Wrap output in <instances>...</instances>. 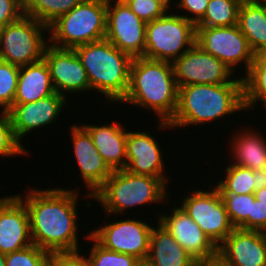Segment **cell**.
Listing matches in <instances>:
<instances>
[{
  "mask_svg": "<svg viewBox=\"0 0 266 266\" xmlns=\"http://www.w3.org/2000/svg\"><path fill=\"white\" fill-rule=\"evenodd\" d=\"M78 194L65 188H32L25 197L17 195L28 210L33 244L51 254L80 252Z\"/></svg>",
  "mask_w": 266,
  "mask_h": 266,
  "instance_id": "1",
  "label": "cell"
},
{
  "mask_svg": "<svg viewBox=\"0 0 266 266\" xmlns=\"http://www.w3.org/2000/svg\"><path fill=\"white\" fill-rule=\"evenodd\" d=\"M120 102L154 111L160 121L159 128H171L168 122L173 118L178 102V86L172 62L133 58L129 87Z\"/></svg>",
  "mask_w": 266,
  "mask_h": 266,
  "instance_id": "2",
  "label": "cell"
},
{
  "mask_svg": "<svg viewBox=\"0 0 266 266\" xmlns=\"http://www.w3.org/2000/svg\"><path fill=\"white\" fill-rule=\"evenodd\" d=\"M246 110L243 83L192 84L178 88L171 128L201 125Z\"/></svg>",
  "mask_w": 266,
  "mask_h": 266,
  "instance_id": "3",
  "label": "cell"
},
{
  "mask_svg": "<svg viewBox=\"0 0 266 266\" xmlns=\"http://www.w3.org/2000/svg\"><path fill=\"white\" fill-rule=\"evenodd\" d=\"M85 68L91 90L104 94L107 101L120 102L129 87L133 58L106 38L74 48Z\"/></svg>",
  "mask_w": 266,
  "mask_h": 266,
  "instance_id": "4",
  "label": "cell"
},
{
  "mask_svg": "<svg viewBox=\"0 0 266 266\" xmlns=\"http://www.w3.org/2000/svg\"><path fill=\"white\" fill-rule=\"evenodd\" d=\"M166 186L167 184L157 177L136 175L125 169L114 170L92 195V199L101 203L108 215L121 214L137 205L166 201Z\"/></svg>",
  "mask_w": 266,
  "mask_h": 266,
  "instance_id": "5",
  "label": "cell"
},
{
  "mask_svg": "<svg viewBox=\"0 0 266 266\" xmlns=\"http://www.w3.org/2000/svg\"><path fill=\"white\" fill-rule=\"evenodd\" d=\"M107 0H83L49 26L50 43L58 48L76 46L105 39Z\"/></svg>",
  "mask_w": 266,
  "mask_h": 266,
  "instance_id": "6",
  "label": "cell"
},
{
  "mask_svg": "<svg viewBox=\"0 0 266 266\" xmlns=\"http://www.w3.org/2000/svg\"><path fill=\"white\" fill-rule=\"evenodd\" d=\"M196 43V25L166 12L146 23L144 58L173 62Z\"/></svg>",
  "mask_w": 266,
  "mask_h": 266,
  "instance_id": "7",
  "label": "cell"
},
{
  "mask_svg": "<svg viewBox=\"0 0 266 266\" xmlns=\"http://www.w3.org/2000/svg\"><path fill=\"white\" fill-rule=\"evenodd\" d=\"M47 30L49 27L26 15L7 24L0 29V60L19 67L42 60L49 41L43 34Z\"/></svg>",
  "mask_w": 266,
  "mask_h": 266,
  "instance_id": "8",
  "label": "cell"
},
{
  "mask_svg": "<svg viewBox=\"0 0 266 266\" xmlns=\"http://www.w3.org/2000/svg\"><path fill=\"white\" fill-rule=\"evenodd\" d=\"M196 43L233 72L236 66L243 62L247 73L256 58V54L238 25L196 27Z\"/></svg>",
  "mask_w": 266,
  "mask_h": 266,
  "instance_id": "9",
  "label": "cell"
},
{
  "mask_svg": "<svg viewBox=\"0 0 266 266\" xmlns=\"http://www.w3.org/2000/svg\"><path fill=\"white\" fill-rule=\"evenodd\" d=\"M180 204L216 247L235 228L230 222L216 186L209 191L195 190L191 196H185Z\"/></svg>",
  "mask_w": 266,
  "mask_h": 266,
  "instance_id": "10",
  "label": "cell"
},
{
  "mask_svg": "<svg viewBox=\"0 0 266 266\" xmlns=\"http://www.w3.org/2000/svg\"><path fill=\"white\" fill-rule=\"evenodd\" d=\"M172 65L178 88L192 84L243 83L242 77L232 80L233 71L197 43L175 59Z\"/></svg>",
  "mask_w": 266,
  "mask_h": 266,
  "instance_id": "11",
  "label": "cell"
},
{
  "mask_svg": "<svg viewBox=\"0 0 266 266\" xmlns=\"http://www.w3.org/2000/svg\"><path fill=\"white\" fill-rule=\"evenodd\" d=\"M89 235L107 250L129 254L145 261L149 252L151 225L141 220L126 219L106 223Z\"/></svg>",
  "mask_w": 266,
  "mask_h": 266,
  "instance_id": "12",
  "label": "cell"
},
{
  "mask_svg": "<svg viewBox=\"0 0 266 266\" xmlns=\"http://www.w3.org/2000/svg\"><path fill=\"white\" fill-rule=\"evenodd\" d=\"M145 32L146 22L133 13L124 0H107L105 38L116 48L132 58L143 57Z\"/></svg>",
  "mask_w": 266,
  "mask_h": 266,
  "instance_id": "13",
  "label": "cell"
},
{
  "mask_svg": "<svg viewBox=\"0 0 266 266\" xmlns=\"http://www.w3.org/2000/svg\"><path fill=\"white\" fill-rule=\"evenodd\" d=\"M159 215L157 221L197 263L217 260V247L180 206L174 207L170 215Z\"/></svg>",
  "mask_w": 266,
  "mask_h": 266,
  "instance_id": "14",
  "label": "cell"
},
{
  "mask_svg": "<svg viewBox=\"0 0 266 266\" xmlns=\"http://www.w3.org/2000/svg\"><path fill=\"white\" fill-rule=\"evenodd\" d=\"M43 59L48 66L55 92L65 97L66 92H90L87 72L74 49L47 45Z\"/></svg>",
  "mask_w": 266,
  "mask_h": 266,
  "instance_id": "15",
  "label": "cell"
},
{
  "mask_svg": "<svg viewBox=\"0 0 266 266\" xmlns=\"http://www.w3.org/2000/svg\"><path fill=\"white\" fill-rule=\"evenodd\" d=\"M224 266H266V235L262 231L234 228L217 247Z\"/></svg>",
  "mask_w": 266,
  "mask_h": 266,
  "instance_id": "16",
  "label": "cell"
},
{
  "mask_svg": "<svg viewBox=\"0 0 266 266\" xmlns=\"http://www.w3.org/2000/svg\"><path fill=\"white\" fill-rule=\"evenodd\" d=\"M2 198V199H1ZM0 198V252L9 254L33 244L25 203L15 194Z\"/></svg>",
  "mask_w": 266,
  "mask_h": 266,
  "instance_id": "17",
  "label": "cell"
},
{
  "mask_svg": "<svg viewBox=\"0 0 266 266\" xmlns=\"http://www.w3.org/2000/svg\"><path fill=\"white\" fill-rule=\"evenodd\" d=\"M70 131L74 157L77 160L82 182L89 189V194L86 193L87 197L92 199V195L106 182L113 170L98 153L89 132L82 124L71 126Z\"/></svg>",
  "mask_w": 266,
  "mask_h": 266,
  "instance_id": "18",
  "label": "cell"
},
{
  "mask_svg": "<svg viewBox=\"0 0 266 266\" xmlns=\"http://www.w3.org/2000/svg\"><path fill=\"white\" fill-rule=\"evenodd\" d=\"M66 98L55 92L36 102L13 104L7 111L16 138L21 142L30 131L54 123L67 103Z\"/></svg>",
  "mask_w": 266,
  "mask_h": 266,
  "instance_id": "19",
  "label": "cell"
},
{
  "mask_svg": "<svg viewBox=\"0 0 266 266\" xmlns=\"http://www.w3.org/2000/svg\"><path fill=\"white\" fill-rule=\"evenodd\" d=\"M160 146L149 132L127 131L125 170L136 175H147L162 179L166 184L168 178L164 175V161Z\"/></svg>",
  "mask_w": 266,
  "mask_h": 266,
  "instance_id": "20",
  "label": "cell"
},
{
  "mask_svg": "<svg viewBox=\"0 0 266 266\" xmlns=\"http://www.w3.org/2000/svg\"><path fill=\"white\" fill-rule=\"evenodd\" d=\"M82 126L89 132L98 153L113 171L126 168L127 132L120 123Z\"/></svg>",
  "mask_w": 266,
  "mask_h": 266,
  "instance_id": "21",
  "label": "cell"
},
{
  "mask_svg": "<svg viewBox=\"0 0 266 266\" xmlns=\"http://www.w3.org/2000/svg\"><path fill=\"white\" fill-rule=\"evenodd\" d=\"M152 227L149 252L145 260L148 266H197V262L182 248L159 221Z\"/></svg>",
  "mask_w": 266,
  "mask_h": 266,
  "instance_id": "22",
  "label": "cell"
},
{
  "mask_svg": "<svg viewBox=\"0 0 266 266\" xmlns=\"http://www.w3.org/2000/svg\"><path fill=\"white\" fill-rule=\"evenodd\" d=\"M53 93H55V90L44 59L20 66L13 104L36 102Z\"/></svg>",
  "mask_w": 266,
  "mask_h": 266,
  "instance_id": "23",
  "label": "cell"
},
{
  "mask_svg": "<svg viewBox=\"0 0 266 266\" xmlns=\"http://www.w3.org/2000/svg\"><path fill=\"white\" fill-rule=\"evenodd\" d=\"M247 130L238 131V135L235 133L230 143V152H233L230 154H233L232 158L236 160L233 164L253 171H262L266 167V138L252 129Z\"/></svg>",
  "mask_w": 266,
  "mask_h": 266,
  "instance_id": "24",
  "label": "cell"
},
{
  "mask_svg": "<svg viewBox=\"0 0 266 266\" xmlns=\"http://www.w3.org/2000/svg\"><path fill=\"white\" fill-rule=\"evenodd\" d=\"M237 25L256 55L266 49V8L261 2L242 1Z\"/></svg>",
  "mask_w": 266,
  "mask_h": 266,
  "instance_id": "25",
  "label": "cell"
},
{
  "mask_svg": "<svg viewBox=\"0 0 266 266\" xmlns=\"http://www.w3.org/2000/svg\"><path fill=\"white\" fill-rule=\"evenodd\" d=\"M83 0H26L24 15L49 27L60 16L71 11Z\"/></svg>",
  "mask_w": 266,
  "mask_h": 266,
  "instance_id": "26",
  "label": "cell"
},
{
  "mask_svg": "<svg viewBox=\"0 0 266 266\" xmlns=\"http://www.w3.org/2000/svg\"><path fill=\"white\" fill-rule=\"evenodd\" d=\"M241 2V0H209L207 10L196 27L237 25Z\"/></svg>",
  "mask_w": 266,
  "mask_h": 266,
  "instance_id": "27",
  "label": "cell"
},
{
  "mask_svg": "<svg viewBox=\"0 0 266 266\" xmlns=\"http://www.w3.org/2000/svg\"><path fill=\"white\" fill-rule=\"evenodd\" d=\"M229 162L226 176L215 185L219 194H251L255 192L253 170Z\"/></svg>",
  "mask_w": 266,
  "mask_h": 266,
  "instance_id": "28",
  "label": "cell"
},
{
  "mask_svg": "<svg viewBox=\"0 0 266 266\" xmlns=\"http://www.w3.org/2000/svg\"><path fill=\"white\" fill-rule=\"evenodd\" d=\"M243 78L244 105L249 111L256 102L266 101V66L256 57Z\"/></svg>",
  "mask_w": 266,
  "mask_h": 266,
  "instance_id": "29",
  "label": "cell"
},
{
  "mask_svg": "<svg viewBox=\"0 0 266 266\" xmlns=\"http://www.w3.org/2000/svg\"><path fill=\"white\" fill-rule=\"evenodd\" d=\"M231 224L235 228L249 230V215H251L254 194H220Z\"/></svg>",
  "mask_w": 266,
  "mask_h": 266,
  "instance_id": "30",
  "label": "cell"
},
{
  "mask_svg": "<svg viewBox=\"0 0 266 266\" xmlns=\"http://www.w3.org/2000/svg\"><path fill=\"white\" fill-rule=\"evenodd\" d=\"M87 240L93 241L90 254L86 257L90 266H137L141 261L136 257L110 251L98 244L89 234Z\"/></svg>",
  "mask_w": 266,
  "mask_h": 266,
  "instance_id": "31",
  "label": "cell"
},
{
  "mask_svg": "<svg viewBox=\"0 0 266 266\" xmlns=\"http://www.w3.org/2000/svg\"><path fill=\"white\" fill-rule=\"evenodd\" d=\"M20 67L0 60V106L8 110L14 102Z\"/></svg>",
  "mask_w": 266,
  "mask_h": 266,
  "instance_id": "32",
  "label": "cell"
},
{
  "mask_svg": "<svg viewBox=\"0 0 266 266\" xmlns=\"http://www.w3.org/2000/svg\"><path fill=\"white\" fill-rule=\"evenodd\" d=\"M51 253L35 244L6 254V266H50Z\"/></svg>",
  "mask_w": 266,
  "mask_h": 266,
  "instance_id": "33",
  "label": "cell"
},
{
  "mask_svg": "<svg viewBox=\"0 0 266 266\" xmlns=\"http://www.w3.org/2000/svg\"><path fill=\"white\" fill-rule=\"evenodd\" d=\"M0 113V156L12 157L18 155L29 154L22 145L13 130L10 115L7 110H1Z\"/></svg>",
  "mask_w": 266,
  "mask_h": 266,
  "instance_id": "34",
  "label": "cell"
},
{
  "mask_svg": "<svg viewBox=\"0 0 266 266\" xmlns=\"http://www.w3.org/2000/svg\"><path fill=\"white\" fill-rule=\"evenodd\" d=\"M131 11L144 22H151L163 16L167 10L154 0H124Z\"/></svg>",
  "mask_w": 266,
  "mask_h": 266,
  "instance_id": "35",
  "label": "cell"
},
{
  "mask_svg": "<svg viewBox=\"0 0 266 266\" xmlns=\"http://www.w3.org/2000/svg\"><path fill=\"white\" fill-rule=\"evenodd\" d=\"M24 15L21 0H0V29L19 20Z\"/></svg>",
  "mask_w": 266,
  "mask_h": 266,
  "instance_id": "36",
  "label": "cell"
},
{
  "mask_svg": "<svg viewBox=\"0 0 266 266\" xmlns=\"http://www.w3.org/2000/svg\"><path fill=\"white\" fill-rule=\"evenodd\" d=\"M177 3L175 4L178 8L186 10L187 13L194 16L183 15V17L196 25L203 18L209 0H180Z\"/></svg>",
  "mask_w": 266,
  "mask_h": 266,
  "instance_id": "37",
  "label": "cell"
},
{
  "mask_svg": "<svg viewBox=\"0 0 266 266\" xmlns=\"http://www.w3.org/2000/svg\"><path fill=\"white\" fill-rule=\"evenodd\" d=\"M80 254V252L52 254L50 266H90L85 256Z\"/></svg>",
  "mask_w": 266,
  "mask_h": 266,
  "instance_id": "38",
  "label": "cell"
},
{
  "mask_svg": "<svg viewBox=\"0 0 266 266\" xmlns=\"http://www.w3.org/2000/svg\"><path fill=\"white\" fill-rule=\"evenodd\" d=\"M249 230L266 231V205L256 199L249 215Z\"/></svg>",
  "mask_w": 266,
  "mask_h": 266,
  "instance_id": "39",
  "label": "cell"
},
{
  "mask_svg": "<svg viewBox=\"0 0 266 266\" xmlns=\"http://www.w3.org/2000/svg\"><path fill=\"white\" fill-rule=\"evenodd\" d=\"M253 176H255V190L266 187V167L262 171H253Z\"/></svg>",
  "mask_w": 266,
  "mask_h": 266,
  "instance_id": "40",
  "label": "cell"
},
{
  "mask_svg": "<svg viewBox=\"0 0 266 266\" xmlns=\"http://www.w3.org/2000/svg\"><path fill=\"white\" fill-rule=\"evenodd\" d=\"M253 194L256 200L266 205V187L259 190H255Z\"/></svg>",
  "mask_w": 266,
  "mask_h": 266,
  "instance_id": "41",
  "label": "cell"
},
{
  "mask_svg": "<svg viewBox=\"0 0 266 266\" xmlns=\"http://www.w3.org/2000/svg\"><path fill=\"white\" fill-rule=\"evenodd\" d=\"M256 57L266 66V49L260 51Z\"/></svg>",
  "mask_w": 266,
  "mask_h": 266,
  "instance_id": "42",
  "label": "cell"
},
{
  "mask_svg": "<svg viewBox=\"0 0 266 266\" xmlns=\"http://www.w3.org/2000/svg\"><path fill=\"white\" fill-rule=\"evenodd\" d=\"M197 266H224L218 260L212 262L198 263Z\"/></svg>",
  "mask_w": 266,
  "mask_h": 266,
  "instance_id": "43",
  "label": "cell"
},
{
  "mask_svg": "<svg viewBox=\"0 0 266 266\" xmlns=\"http://www.w3.org/2000/svg\"><path fill=\"white\" fill-rule=\"evenodd\" d=\"M154 1L160 3L167 11L169 10V8H171L170 0H154Z\"/></svg>",
  "mask_w": 266,
  "mask_h": 266,
  "instance_id": "44",
  "label": "cell"
},
{
  "mask_svg": "<svg viewBox=\"0 0 266 266\" xmlns=\"http://www.w3.org/2000/svg\"><path fill=\"white\" fill-rule=\"evenodd\" d=\"M0 266H6V255L0 252Z\"/></svg>",
  "mask_w": 266,
  "mask_h": 266,
  "instance_id": "45",
  "label": "cell"
},
{
  "mask_svg": "<svg viewBox=\"0 0 266 266\" xmlns=\"http://www.w3.org/2000/svg\"><path fill=\"white\" fill-rule=\"evenodd\" d=\"M137 266H148L145 261H141Z\"/></svg>",
  "mask_w": 266,
  "mask_h": 266,
  "instance_id": "46",
  "label": "cell"
},
{
  "mask_svg": "<svg viewBox=\"0 0 266 266\" xmlns=\"http://www.w3.org/2000/svg\"><path fill=\"white\" fill-rule=\"evenodd\" d=\"M256 1L261 2L264 5V7L266 8V0H256Z\"/></svg>",
  "mask_w": 266,
  "mask_h": 266,
  "instance_id": "47",
  "label": "cell"
}]
</instances>
